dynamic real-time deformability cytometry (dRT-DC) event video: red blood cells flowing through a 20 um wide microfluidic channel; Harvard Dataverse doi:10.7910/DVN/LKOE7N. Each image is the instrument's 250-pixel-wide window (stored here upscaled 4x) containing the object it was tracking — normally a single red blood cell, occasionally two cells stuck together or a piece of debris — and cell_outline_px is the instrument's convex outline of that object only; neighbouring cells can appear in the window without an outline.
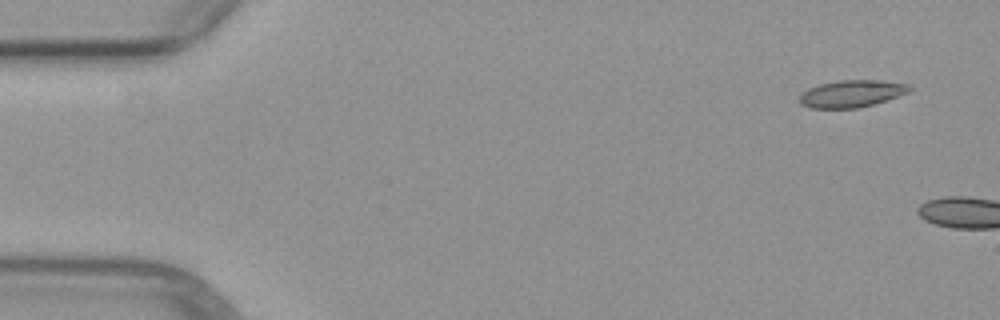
{"species": "common noctule bat (a hibernating species)", "species_latin": "Nyctalus noctula", "temperature_condition": "warm", "stored_images_in_passage": 4, "camera_frame_rate_fps": 3000, "um_per_image_px": 0.085, "animal": {"sex": "female", "body_mass_g": 29.2, "forearm_length_mm": 56.3}, "frame": {"image": 1, "passage_image": 1, "time_ms": 0.0, "image_size_px": [1000, 320], "cell_outline_px": [[912, 88], [908, 92], [872, 104], [856, 108], [812, 108], [800, 104], [800, 96], [808, 88], [820, 84], [840, 80], [880, 80], [908, 84]], "centroid_in_image_um": [72.37, 7.95], "position_along_channel_um": 12.6, "area_um2": 17.05}}